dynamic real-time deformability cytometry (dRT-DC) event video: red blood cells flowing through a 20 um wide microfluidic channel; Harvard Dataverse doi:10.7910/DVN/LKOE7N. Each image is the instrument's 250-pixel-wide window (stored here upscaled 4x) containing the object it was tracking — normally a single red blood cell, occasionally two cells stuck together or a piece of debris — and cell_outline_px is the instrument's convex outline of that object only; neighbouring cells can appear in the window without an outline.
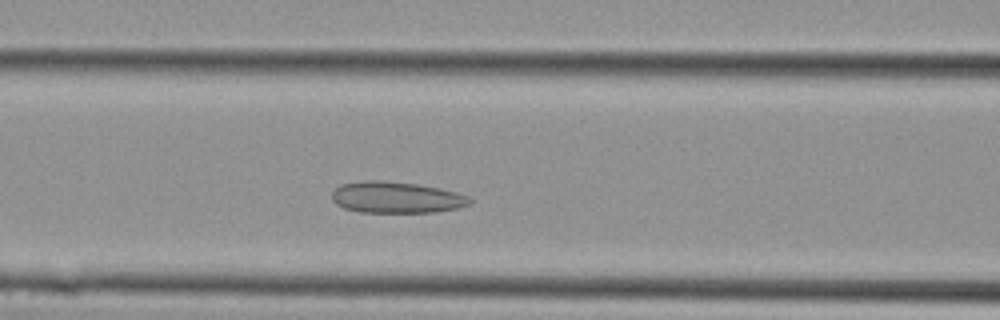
{"species": "Egyptian fruit bat (a non-hibernating species)", "species_latin": "Rousettus aegyptiacus", "temperature_condition": "cold", "stored_images_in_passage": 9, "camera_frame_rate_fps": 3000, "um_per_image_px": 0.085, "animal": {"sex": "female"}, "frame": {"image": 1, "passage_image": 6, "time_ms": 1.667, "image_size_px": [1000, 320], "cell_outline_px": [[472, 200], [468, 204], [456, 208], [436, 212], [360, 212], [344, 208], [336, 204], [332, 200], [332, 192], [340, 184], [364, 180], [380, 180], [416, 184], [456, 192], [468, 196]], "centroid_in_image_um": [33.63, 16.78], "position_along_channel_um": 133.0, "area_um2": 25.03}}
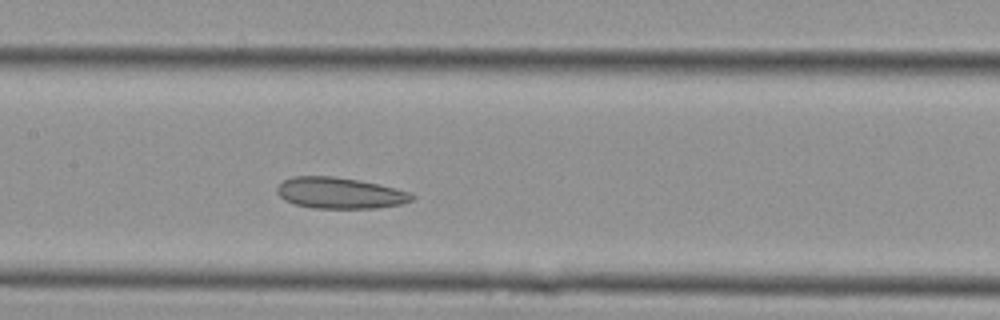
{"frame": {"image": 2, "passage_image": 8, "time_ms": 2.333, "image_size_px": [1000, 320], "cell_outline_px": [[416, 196], [412, 200], [400, 204], [376, 208], [316, 208], [296, 204], [284, 200], [276, 192], [276, 188], [284, 180], [292, 176], [332, 176], [360, 180], [408, 192]], "centroid_in_image_um": [28.85, 16.4], "position_along_channel_um": 178.6, "area_um2": 24.22}}